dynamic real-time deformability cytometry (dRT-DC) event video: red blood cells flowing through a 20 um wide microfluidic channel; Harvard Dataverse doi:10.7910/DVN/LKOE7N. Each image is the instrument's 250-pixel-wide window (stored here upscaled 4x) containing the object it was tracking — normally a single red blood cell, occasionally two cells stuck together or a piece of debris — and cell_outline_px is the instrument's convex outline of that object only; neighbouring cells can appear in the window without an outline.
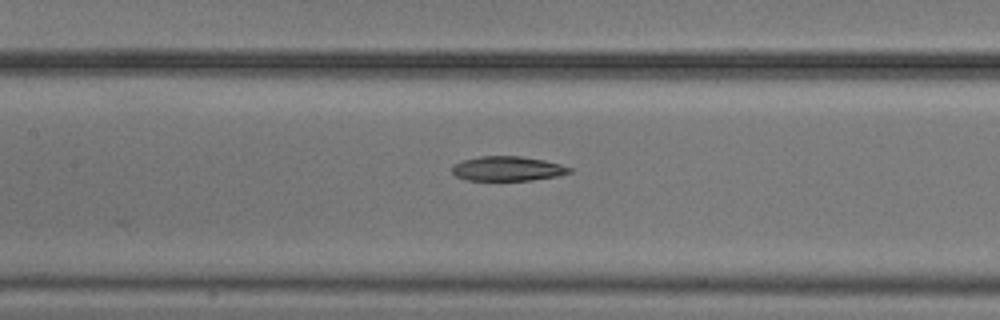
{"species": "common noctule bat (a hibernating species)", "species_latin": "Nyctalus noctula", "temperature_condition": "cold", "stored_images_in_passage": 5, "camera_frame_rate_fps": 3000, "um_per_image_px": 0.085, "animal": {"sex": "male", "body_mass_g": 20.5, "forearm_length_mm": 52.5}, "frame": {"image": 1, "passage_image": 5, "time_ms": 1.333, "image_size_px": [1000, 320], "cell_outline_px": [[572, 172], [556, 176], [532, 180], [464, 180], [456, 176], [452, 172], [452, 168], [456, 164], [464, 160], [480, 156], [520, 156], [544, 160], [560, 164], [572, 168]], "centroid_in_image_um": [43.15, 14.33], "position_along_channel_um": 164.2, "area_um2": 16.7}}